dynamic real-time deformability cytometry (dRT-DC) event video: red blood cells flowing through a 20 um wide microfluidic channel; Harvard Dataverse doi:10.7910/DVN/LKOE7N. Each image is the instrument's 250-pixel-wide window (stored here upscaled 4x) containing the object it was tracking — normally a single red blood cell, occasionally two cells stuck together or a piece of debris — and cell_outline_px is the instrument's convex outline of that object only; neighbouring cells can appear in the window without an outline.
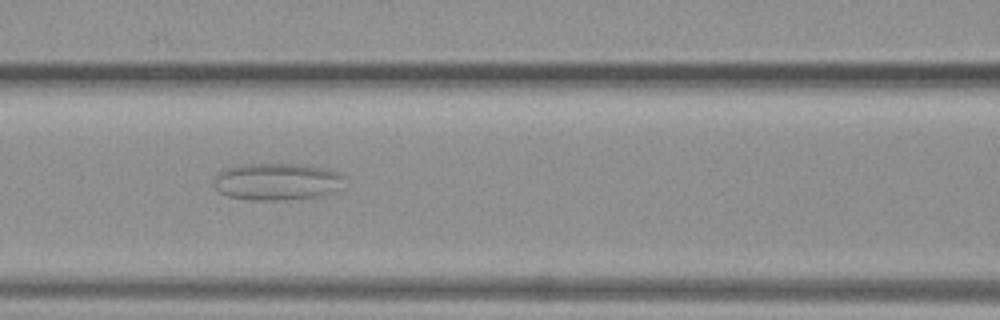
{"species": "common noctule bat (a hibernating species)", "species_latin": "Nyctalus noctula", "temperature_condition": "warm", "stored_images_in_passage": 33, "camera_frame_rate_fps": 3000, "um_per_image_px": 0.085, "animal": {"sex": "female", "body_mass_g": 19.3, "forearm_length_mm": 54.1}, "frame": {"image": 1, "passage_image": 8, "time_ms": 2.333, "image_size_px": [1000, 320], "cell_outline_px": [[344, 176], [340, 188], [332, 192], [320, 196], [284, 200], [248, 200], [228, 196], [220, 192], [212, 184], [212, 180], [224, 168], [244, 164], [300, 164], [324, 168], [340, 172]], "centroid_in_image_um": [23.52, 15.44], "position_along_channel_um": 143.1, "area_um2": 28.38}}
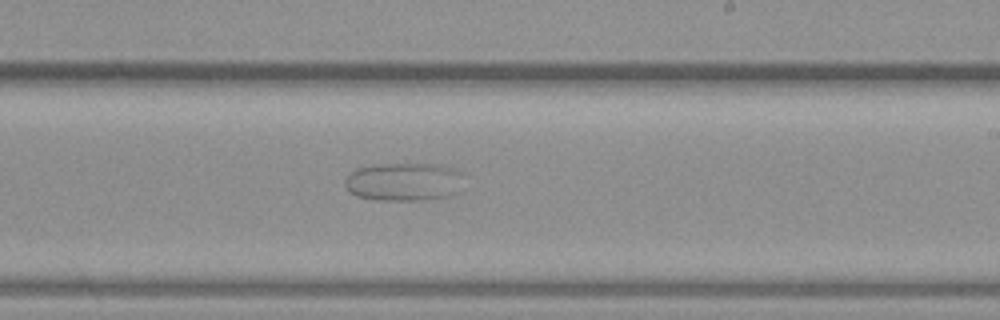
{"frame": {"image": 2, "passage_image": 16, "time_ms": 5.0, "image_size_px": [1000, 320], "cell_outline_px": [[460, 172], [452, 192], [448, 196], [424, 200], [376, 200], [356, 196], [344, 184], [344, 180], [356, 168], [380, 164], [440, 164], [452, 168]], "centroid_in_image_um": [34.21, 15.44], "position_along_channel_um": 254.8, "area_um2": 25.72}}
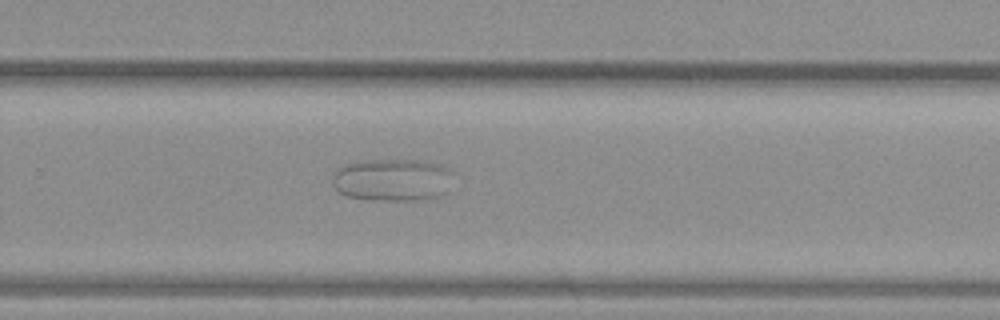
{"frame": {"image": 3, "passage_image": 19, "time_ms": 6.0, "image_size_px": [1000, 320], "cell_outline_px": [[448, 196], [436, 200], [368, 200], [348, 196], [340, 192], [332, 184], [332, 176], [340, 168], [348, 164], [364, 160], [416, 160], [436, 164], [444, 168], [448, 172]], "centroid_in_image_um": [33.36, 15.33], "position_along_channel_um": 296.4, "area_um2": 29.82}}